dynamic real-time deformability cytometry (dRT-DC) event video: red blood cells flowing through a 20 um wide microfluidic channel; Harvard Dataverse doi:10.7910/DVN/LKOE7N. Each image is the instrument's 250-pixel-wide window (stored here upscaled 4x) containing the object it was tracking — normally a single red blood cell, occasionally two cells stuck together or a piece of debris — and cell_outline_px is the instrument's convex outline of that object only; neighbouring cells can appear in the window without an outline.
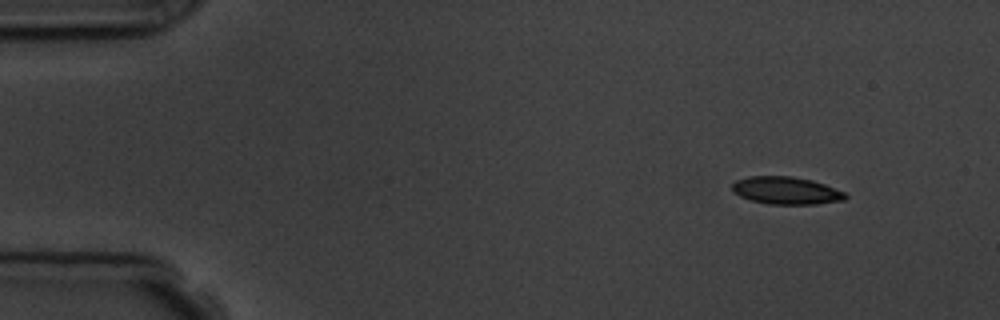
{"species": "common noctule bat (a hibernating species)", "species_latin": "Nyctalus noctula", "temperature_condition": "room temperature", "stored_images_in_passage": 14, "camera_frame_rate_fps": 3000, "um_per_image_px": 0.085, "animal": {"sex": "male", "body_mass_g": 19.5, "forearm_length_mm": 54.6}, "frame": {"image": 1, "passage_image": 1, "time_ms": 0.0, "image_size_px": [1000, 320], "cell_outline_px": [[848, 196], [844, 200], [816, 204], [768, 204], [752, 200], [740, 196], [732, 192], [732, 184], [736, 180], [748, 176], [792, 176], [812, 180], [824, 184], [844, 192]], "centroid_in_image_um": [66.8, 16.19], "position_along_channel_um": 18.2, "area_um2": 18.15}}
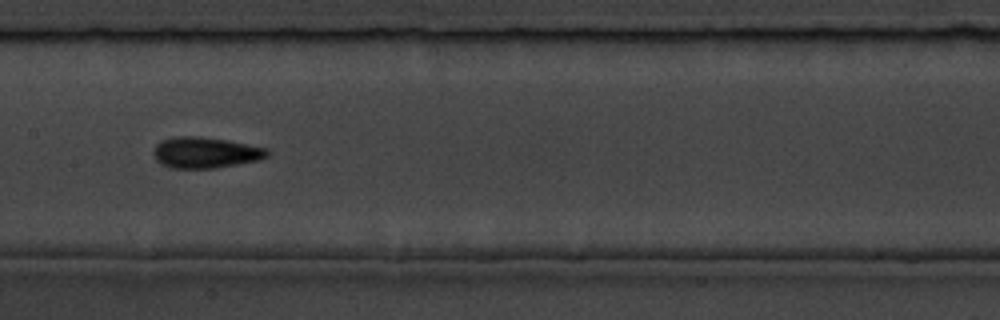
{"frame": {"image": 2, "passage_image": 7, "time_ms": 7.333, "image_size_px": [1000, 320], "cell_outline_px": [[268, 156], [260, 160], [216, 168], [172, 168], [160, 164], [156, 160], [152, 152], [156, 144], [160, 140], [172, 136], [200, 136], [228, 140], [268, 148]], "centroid_in_image_um": [17.43, 12.96], "position_along_channel_um": 190.0, "area_um2": 20.87}}
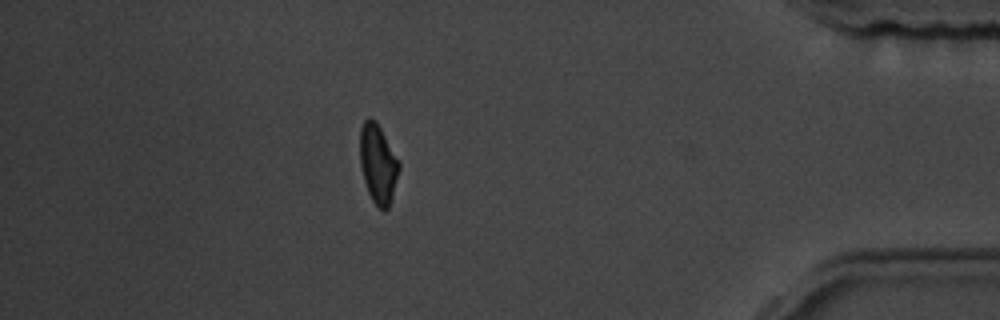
{"frame": {"image": 3, "passage_image": 13, "time_ms": 14.333, "image_size_px": [1000, 320], "cell_outline_px": [[400, 168], [392, 196], [388, 208], [384, 212], [372, 200], [368, 192], [364, 180], [360, 164], [360, 128], [364, 120], [368, 116], [376, 120], [400, 164]], "centroid_in_image_um": [32.11, 13.9], "position_along_channel_um": 403.1, "area_um2": 17.86}, "authors_computed_cell_mechanics": {"area_um2": 18.6116, "velocity_mm_per_s": 3.6771, "shape_relaxation_time_tau1_ms": 4.9121, "shape_relaxation_time_tau2_ms": 2.0538, "deformation_change_tau1": 0.1194, "deformation_change_tau2": 0.0492}}